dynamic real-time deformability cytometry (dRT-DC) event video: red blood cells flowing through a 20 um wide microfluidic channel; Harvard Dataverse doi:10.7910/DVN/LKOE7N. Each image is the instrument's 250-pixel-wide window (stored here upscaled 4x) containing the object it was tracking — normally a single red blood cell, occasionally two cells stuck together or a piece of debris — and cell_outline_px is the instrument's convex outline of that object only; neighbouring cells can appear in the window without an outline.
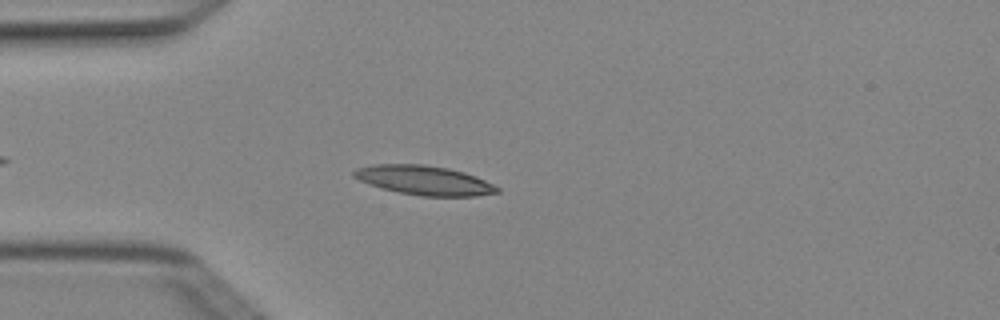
{"species": "Egyptian fruit bat (a non-hibernating species)", "species_latin": "Rousettus aegyptiacus", "temperature_condition": "cold", "stored_images_in_passage": 4, "camera_frame_rate_fps": 3000, "um_per_image_px": 0.085, "animal": {"sex": "female"}, "frame": {"image": 1, "passage_image": 4, "time_ms": 1.0, "image_size_px": [1000, 320], "cell_outline_px": [[500, 192], [476, 196], [420, 196], [380, 188], [360, 180], [352, 176], [352, 172], [356, 168], [372, 164], [424, 164], [448, 168], [464, 172], [476, 176], [500, 188]], "centroid_in_image_um": [36.04, 15.32], "position_along_channel_um": 49.0, "area_um2": 24.51}}